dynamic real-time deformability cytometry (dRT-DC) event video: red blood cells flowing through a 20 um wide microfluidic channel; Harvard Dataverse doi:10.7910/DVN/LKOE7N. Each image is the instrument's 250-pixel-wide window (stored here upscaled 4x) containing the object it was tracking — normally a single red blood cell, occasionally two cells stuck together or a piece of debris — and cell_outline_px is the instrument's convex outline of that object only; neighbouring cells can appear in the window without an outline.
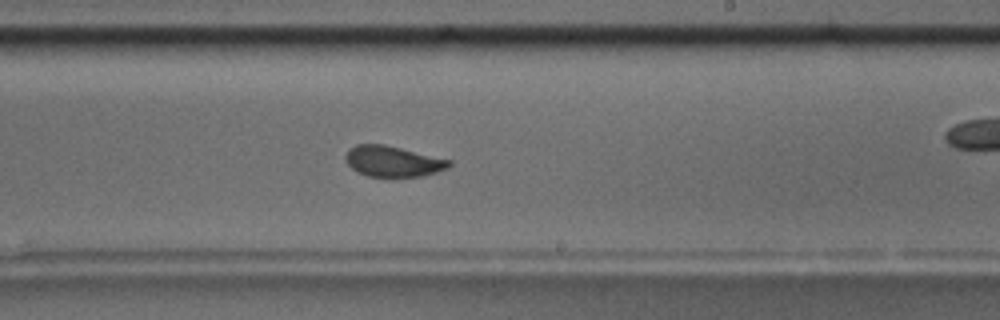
{"species": "common noctule bat (a hibernating species)", "species_latin": "Nyctalus noctula", "temperature_condition": "room temperature", "stored_images_in_passage": 58, "camera_frame_rate_fps": 3000, "um_per_image_px": 0.085, "animal": {"sex": "male", "body_mass_g": 17.5, "forearm_length_mm": 52.3}, "frame": {"image": 1, "passage_image": 34, "time_ms": 11.0, "image_size_px": [1000, 320], "cell_outline_px": [[452, 164], [448, 168], [424, 176], [368, 176], [356, 172], [344, 160], [344, 156], [348, 148], [356, 144], [384, 144], [452, 160]], "centroid_in_image_um": [33.37, 13.7], "position_along_channel_um": 255.6, "area_um2": 18.67}, "authors_computed_cell_mechanics": {"area_um2": 19.2474, "velocity_mm_per_s": 3.5765, "shape_relaxation_time_tau1_ms": null, "shape_relaxation_time_tau2_ms": 0.7325, "deformation_change_tau1": null, "deformation_change_tau2": 0.0473}}